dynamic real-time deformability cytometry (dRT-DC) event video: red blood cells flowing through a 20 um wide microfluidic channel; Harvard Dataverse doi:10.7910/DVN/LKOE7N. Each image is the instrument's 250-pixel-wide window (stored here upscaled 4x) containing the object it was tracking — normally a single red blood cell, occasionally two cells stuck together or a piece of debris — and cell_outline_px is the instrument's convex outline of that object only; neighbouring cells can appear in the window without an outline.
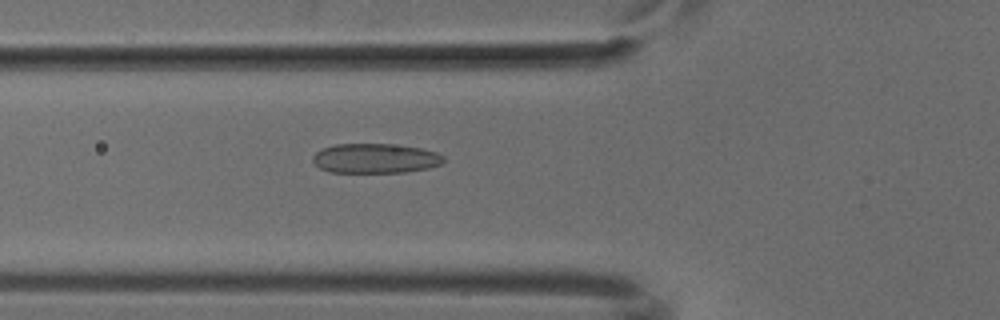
{"species": "common noctule bat (a hibernating species)", "species_latin": "Nyctalus noctula", "temperature_condition": "cold", "stored_images_in_passage": 38, "camera_frame_rate_fps": 3000, "um_per_image_px": 0.085, "animal": {"sex": "male", "body_mass_g": 18.8}, "frame": {"image": 1, "passage_image": 5, "time_ms": 1.333, "image_size_px": [1000, 320], "cell_outline_px": [[444, 160], [440, 164], [428, 168], [404, 172], [328, 172], [320, 168], [312, 160], [312, 156], [316, 152], [324, 148], [336, 144], [388, 144], [420, 148], [436, 152], [444, 156]], "centroid_in_image_um": [31.88, 13.46], "position_along_channel_um": 93.9, "area_um2": 22.43}}
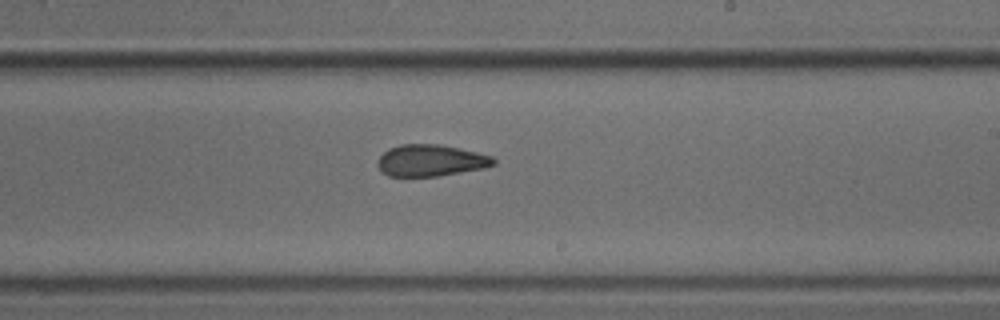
{"frame": {"image": 2, "passage_image": 17, "time_ms": 5.333, "image_size_px": [1000, 320], "cell_outline_px": [[496, 164], [484, 168], [436, 176], [388, 176], [376, 164], [376, 160], [388, 148], [400, 144], [440, 144], [476, 152], [492, 156], [496, 160]], "centroid_in_image_um": [36.6, 13.63], "position_along_channel_um": 252.4, "area_um2": 21.33}}
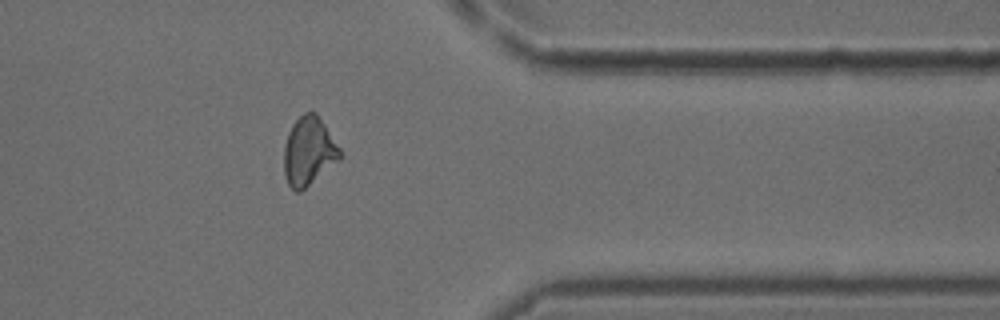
{"frame": {"image": 3, "passage_image": 28, "time_ms": 9.0, "image_size_px": [1000, 320], "cell_outline_px": [[340, 160], [300, 192], [296, 192], [288, 184], [284, 172], [284, 144], [288, 132], [292, 124], [304, 112], [316, 112], [340, 148]], "centroid_in_image_um": [26.23, 12.86], "position_along_channel_um": 385.2, "area_um2": 22.25}}